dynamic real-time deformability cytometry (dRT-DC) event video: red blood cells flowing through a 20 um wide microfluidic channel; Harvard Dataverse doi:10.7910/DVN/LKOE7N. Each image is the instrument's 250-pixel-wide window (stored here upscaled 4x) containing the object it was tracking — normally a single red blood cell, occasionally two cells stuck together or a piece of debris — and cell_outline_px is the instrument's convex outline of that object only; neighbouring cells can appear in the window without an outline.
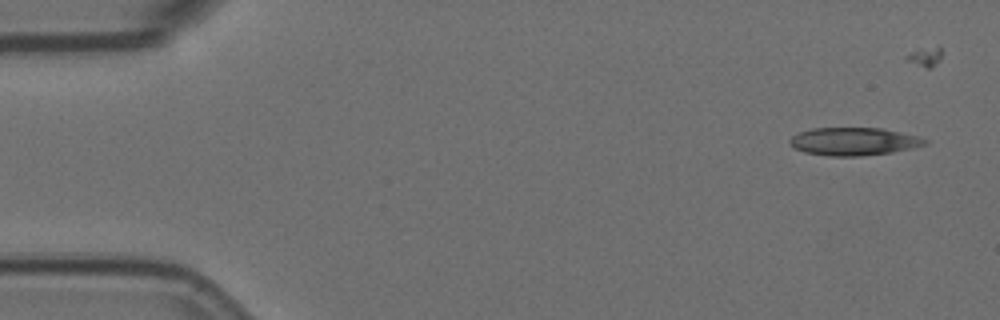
{"species": "Egyptian fruit bat (a non-hibernating species)", "species_latin": "Rousettus aegyptiacus", "temperature_condition": "room temperature", "stored_images_in_passage": 5, "camera_frame_rate_fps": 3000, "um_per_image_px": 0.085, "animal": {"sex": "female"}, "frame": {"image": 1, "passage_image": 1, "time_ms": 0.0, "image_size_px": [1000, 320], "cell_outline_px": [[928, 144], [912, 148], [892, 152], [860, 156], [828, 156], [804, 152], [788, 144], [788, 140], [792, 136], [800, 132], [812, 128], [880, 128], [920, 136], [928, 140]], "centroid_in_image_um": [72.58, 12.02], "position_along_channel_um": 12.4, "area_um2": 22.02}}
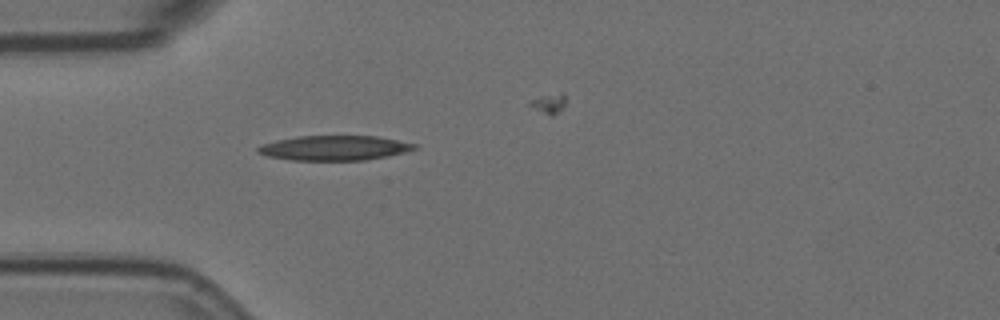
{"frame": {"image": 2, "passage_image": 5, "time_ms": 1.333, "image_size_px": [1000, 320], "cell_outline_px": [[416, 148], [404, 152], [388, 156], [364, 160], [292, 160], [264, 156], [256, 152], [256, 148], [260, 144], [276, 140], [296, 136], [376, 136], [416, 144]], "centroid_in_image_um": [28.33, 12.58], "position_along_channel_um": 56.7, "area_um2": 22.66}}